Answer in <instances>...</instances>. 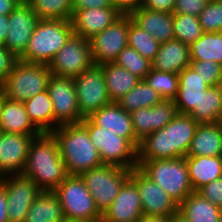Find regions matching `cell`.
<instances>
[{"label": "cell", "instance_id": "7", "mask_svg": "<svg viewBox=\"0 0 222 222\" xmlns=\"http://www.w3.org/2000/svg\"><path fill=\"white\" fill-rule=\"evenodd\" d=\"M81 122L87 127L91 142L98 149L103 164L129 170L138 167L137 149L126 138L96 126L88 117Z\"/></svg>", "mask_w": 222, "mask_h": 222}, {"label": "cell", "instance_id": "43", "mask_svg": "<svg viewBox=\"0 0 222 222\" xmlns=\"http://www.w3.org/2000/svg\"><path fill=\"white\" fill-rule=\"evenodd\" d=\"M210 0H176L173 14L199 16Z\"/></svg>", "mask_w": 222, "mask_h": 222}, {"label": "cell", "instance_id": "18", "mask_svg": "<svg viewBox=\"0 0 222 222\" xmlns=\"http://www.w3.org/2000/svg\"><path fill=\"white\" fill-rule=\"evenodd\" d=\"M37 136L39 135L0 133V178L22 174L29 146Z\"/></svg>", "mask_w": 222, "mask_h": 222}, {"label": "cell", "instance_id": "19", "mask_svg": "<svg viewBox=\"0 0 222 222\" xmlns=\"http://www.w3.org/2000/svg\"><path fill=\"white\" fill-rule=\"evenodd\" d=\"M142 214V202L135 185L129 178L115 200L102 214V222H137Z\"/></svg>", "mask_w": 222, "mask_h": 222}, {"label": "cell", "instance_id": "8", "mask_svg": "<svg viewBox=\"0 0 222 222\" xmlns=\"http://www.w3.org/2000/svg\"><path fill=\"white\" fill-rule=\"evenodd\" d=\"M130 174L129 169L103 164L81 173L80 176L93 196L96 208L103 214L130 178Z\"/></svg>", "mask_w": 222, "mask_h": 222}, {"label": "cell", "instance_id": "37", "mask_svg": "<svg viewBox=\"0 0 222 222\" xmlns=\"http://www.w3.org/2000/svg\"><path fill=\"white\" fill-rule=\"evenodd\" d=\"M174 39L191 45L204 33L198 16L187 14H173Z\"/></svg>", "mask_w": 222, "mask_h": 222}, {"label": "cell", "instance_id": "39", "mask_svg": "<svg viewBox=\"0 0 222 222\" xmlns=\"http://www.w3.org/2000/svg\"><path fill=\"white\" fill-rule=\"evenodd\" d=\"M117 65L122 66L131 74L137 76L141 80L151 70V61L142 57L135 49L126 46L114 61Z\"/></svg>", "mask_w": 222, "mask_h": 222}, {"label": "cell", "instance_id": "38", "mask_svg": "<svg viewBox=\"0 0 222 222\" xmlns=\"http://www.w3.org/2000/svg\"><path fill=\"white\" fill-rule=\"evenodd\" d=\"M128 46L152 62L159 50L160 43L152 35L137 26L130 17Z\"/></svg>", "mask_w": 222, "mask_h": 222}, {"label": "cell", "instance_id": "40", "mask_svg": "<svg viewBox=\"0 0 222 222\" xmlns=\"http://www.w3.org/2000/svg\"><path fill=\"white\" fill-rule=\"evenodd\" d=\"M198 18L204 32H222V0H210Z\"/></svg>", "mask_w": 222, "mask_h": 222}, {"label": "cell", "instance_id": "5", "mask_svg": "<svg viewBox=\"0 0 222 222\" xmlns=\"http://www.w3.org/2000/svg\"><path fill=\"white\" fill-rule=\"evenodd\" d=\"M138 168L180 205L194 189L185 157L138 161Z\"/></svg>", "mask_w": 222, "mask_h": 222}, {"label": "cell", "instance_id": "54", "mask_svg": "<svg viewBox=\"0 0 222 222\" xmlns=\"http://www.w3.org/2000/svg\"><path fill=\"white\" fill-rule=\"evenodd\" d=\"M3 97V94L1 93V90H0V106H1V99Z\"/></svg>", "mask_w": 222, "mask_h": 222}, {"label": "cell", "instance_id": "50", "mask_svg": "<svg viewBox=\"0 0 222 222\" xmlns=\"http://www.w3.org/2000/svg\"><path fill=\"white\" fill-rule=\"evenodd\" d=\"M9 28V15H0V46L4 45Z\"/></svg>", "mask_w": 222, "mask_h": 222}, {"label": "cell", "instance_id": "30", "mask_svg": "<svg viewBox=\"0 0 222 222\" xmlns=\"http://www.w3.org/2000/svg\"><path fill=\"white\" fill-rule=\"evenodd\" d=\"M62 206L53 191H43L32 203L24 222H64Z\"/></svg>", "mask_w": 222, "mask_h": 222}, {"label": "cell", "instance_id": "6", "mask_svg": "<svg viewBox=\"0 0 222 222\" xmlns=\"http://www.w3.org/2000/svg\"><path fill=\"white\" fill-rule=\"evenodd\" d=\"M52 73L48 65L17 60L0 84L3 96L12 101L24 102L47 90Z\"/></svg>", "mask_w": 222, "mask_h": 222}, {"label": "cell", "instance_id": "13", "mask_svg": "<svg viewBox=\"0 0 222 222\" xmlns=\"http://www.w3.org/2000/svg\"><path fill=\"white\" fill-rule=\"evenodd\" d=\"M129 26L130 15L122 14L101 33L89 39L95 65L116 60L118 54L128 46Z\"/></svg>", "mask_w": 222, "mask_h": 222}, {"label": "cell", "instance_id": "23", "mask_svg": "<svg viewBox=\"0 0 222 222\" xmlns=\"http://www.w3.org/2000/svg\"><path fill=\"white\" fill-rule=\"evenodd\" d=\"M129 15L137 26L152 35L159 43L174 39L173 13L152 11L140 6Z\"/></svg>", "mask_w": 222, "mask_h": 222}, {"label": "cell", "instance_id": "31", "mask_svg": "<svg viewBox=\"0 0 222 222\" xmlns=\"http://www.w3.org/2000/svg\"><path fill=\"white\" fill-rule=\"evenodd\" d=\"M179 211L189 222H218L222 209L213 205L196 191L179 205Z\"/></svg>", "mask_w": 222, "mask_h": 222}, {"label": "cell", "instance_id": "9", "mask_svg": "<svg viewBox=\"0 0 222 222\" xmlns=\"http://www.w3.org/2000/svg\"><path fill=\"white\" fill-rule=\"evenodd\" d=\"M53 192L59 199L65 220L102 219L80 175L68 174Z\"/></svg>", "mask_w": 222, "mask_h": 222}, {"label": "cell", "instance_id": "41", "mask_svg": "<svg viewBox=\"0 0 222 222\" xmlns=\"http://www.w3.org/2000/svg\"><path fill=\"white\" fill-rule=\"evenodd\" d=\"M190 67L204 79L209 86L222 85V65L212 60H191Z\"/></svg>", "mask_w": 222, "mask_h": 222}, {"label": "cell", "instance_id": "48", "mask_svg": "<svg viewBox=\"0 0 222 222\" xmlns=\"http://www.w3.org/2000/svg\"><path fill=\"white\" fill-rule=\"evenodd\" d=\"M7 207V193L5 191V188L0 184V222H9Z\"/></svg>", "mask_w": 222, "mask_h": 222}, {"label": "cell", "instance_id": "52", "mask_svg": "<svg viewBox=\"0 0 222 222\" xmlns=\"http://www.w3.org/2000/svg\"><path fill=\"white\" fill-rule=\"evenodd\" d=\"M170 222H189V221L180 211H177L174 214L170 215Z\"/></svg>", "mask_w": 222, "mask_h": 222}, {"label": "cell", "instance_id": "17", "mask_svg": "<svg viewBox=\"0 0 222 222\" xmlns=\"http://www.w3.org/2000/svg\"><path fill=\"white\" fill-rule=\"evenodd\" d=\"M209 86L190 66L179 72V89L174 99L179 114L190 115L200 124V100Z\"/></svg>", "mask_w": 222, "mask_h": 222}, {"label": "cell", "instance_id": "3", "mask_svg": "<svg viewBox=\"0 0 222 222\" xmlns=\"http://www.w3.org/2000/svg\"><path fill=\"white\" fill-rule=\"evenodd\" d=\"M51 134L56 139L67 174L80 175L103 165L99 151L82 122L59 126Z\"/></svg>", "mask_w": 222, "mask_h": 222}, {"label": "cell", "instance_id": "28", "mask_svg": "<svg viewBox=\"0 0 222 222\" xmlns=\"http://www.w3.org/2000/svg\"><path fill=\"white\" fill-rule=\"evenodd\" d=\"M99 66L102 68L107 92L112 102H116L126 95L141 80L115 62L104 63Z\"/></svg>", "mask_w": 222, "mask_h": 222}, {"label": "cell", "instance_id": "44", "mask_svg": "<svg viewBox=\"0 0 222 222\" xmlns=\"http://www.w3.org/2000/svg\"><path fill=\"white\" fill-rule=\"evenodd\" d=\"M17 60L4 45L0 46V84L7 78Z\"/></svg>", "mask_w": 222, "mask_h": 222}, {"label": "cell", "instance_id": "29", "mask_svg": "<svg viewBox=\"0 0 222 222\" xmlns=\"http://www.w3.org/2000/svg\"><path fill=\"white\" fill-rule=\"evenodd\" d=\"M23 103L29 120L40 133L54 131V109L47 90L36 94Z\"/></svg>", "mask_w": 222, "mask_h": 222}, {"label": "cell", "instance_id": "14", "mask_svg": "<svg viewBox=\"0 0 222 222\" xmlns=\"http://www.w3.org/2000/svg\"><path fill=\"white\" fill-rule=\"evenodd\" d=\"M47 91L54 109V130L59 126L79 123L83 120L78 108L73 78L52 75Z\"/></svg>", "mask_w": 222, "mask_h": 222}, {"label": "cell", "instance_id": "15", "mask_svg": "<svg viewBox=\"0 0 222 222\" xmlns=\"http://www.w3.org/2000/svg\"><path fill=\"white\" fill-rule=\"evenodd\" d=\"M130 178L137 186L142 202L143 215L168 216L179 211V205L173 198L138 167L131 170Z\"/></svg>", "mask_w": 222, "mask_h": 222}, {"label": "cell", "instance_id": "33", "mask_svg": "<svg viewBox=\"0 0 222 222\" xmlns=\"http://www.w3.org/2000/svg\"><path fill=\"white\" fill-rule=\"evenodd\" d=\"M189 48L191 60H212L222 65V32H204Z\"/></svg>", "mask_w": 222, "mask_h": 222}, {"label": "cell", "instance_id": "20", "mask_svg": "<svg viewBox=\"0 0 222 222\" xmlns=\"http://www.w3.org/2000/svg\"><path fill=\"white\" fill-rule=\"evenodd\" d=\"M177 113L174 100H163L155 106L132 111L135 136L141 141L148 134L164 128Z\"/></svg>", "mask_w": 222, "mask_h": 222}, {"label": "cell", "instance_id": "25", "mask_svg": "<svg viewBox=\"0 0 222 222\" xmlns=\"http://www.w3.org/2000/svg\"><path fill=\"white\" fill-rule=\"evenodd\" d=\"M0 131L23 135L41 134L29 120L24 103L12 101L4 96L0 106Z\"/></svg>", "mask_w": 222, "mask_h": 222}, {"label": "cell", "instance_id": "35", "mask_svg": "<svg viewBox=\"0 0 222 222\" xmlns=\"http://www.w3.org/2000/svg\"><path fill=\"white\" fill-rule=\"evenodd\" d=\"M222 117V85L208 87L200 100V124L220 123Z\"/></svg>", "mask_w": 222, "mask_h": 222}, {"label": "cell", "instance_id": "51", "mask_svg": "<svg viewBox=\"0 0 222 222\" xmlns=\"http://www.w3.org/2000/svg\"><path fill=\"white\" fill-rule=\"evenodd\" d=\"M137 222H170V215L168 216L143 215Z\"/></svg>", "mask_w": 222, "mask_h": 222}, {"label": "cell", "instance_id": "36", "mask_svg": "<svg viewBox=\"0 0 222 222\" xmlns=\"http://www.w3.org/2000/svg\"><path fill=\"white\" fill-rule=\"evenodd\" d=\"M164 100H174L179 89V74L152 69L143 79Z\"/></svg>", "mask_w": 222, "mask_h": 222}, {"label": "cell", "instance_id": "42", "mask_svg": "<svg viewBox=\"0 0 222 222\" xmlns=\"http://www.w3.org/2000/svg\"><path fill=\"white\" fill-rule=\"evenodd\" d=\"M196 192L213 205L222 209V177L204 185Z\"/></svg>", "mask_w": 222, "mask_h": 222}, {"label": "cell", "instance_id": "27", "mask_svg": "<svg viewBox=\"0 0 222 222\" xmlns=\"http://www.w3.org/2000/svg\"><path fill=\"white\" fill-rule=\"evenodd\" d=\"M185 159L194 191L222 177V156H186Z\"/></svg>", "mask_w": 222, "mask_h": 222}, {"label": "cell", "instance_id": "46", "mask_svg": "<svg viewBox=\"0 0 222 222\" xmlns=\"http://www.w3.org/2000/svg\"><path fill=\"white\" fill-rule=\"evenodd\" d=\"M115 7L112 0H73L72 14L88 8Z\"/></svg>", "mask_w": 222, "mask_h": 222}, {"label": "cell", "instance_id": "47", "mask_svg": "<svg viewBox=\"0 0 222 222\" xmlns=\"http://www.w3.org/2000/svg\"><path fill=\"white\" fill-rule=\"evenodd\" d=\"M143 0H112L114 6L122 14H130L132 11L139 8Z\"/></svg>", "mask_w": 222, "mask_h": 222}, {"label": "cell", "instance_id": "10", "mask_svg": "<svg viewBox=\"0 0 222 222\" xmlns=\"http://www.w3.org/2000/svg\"><path fill=\"white\" fill-rule=\"evenodd\" d=\"M94 65L89 39L73 34L48 67L54 76L75 78Z\"/></svg>", "mask_w": 222, "mask_h": 222}, {"label": "cell", "instance_id": "1", "mask_svg": "<svg viewBox=\"0 0 222 222\" xmlns=\"http://www.w3.org/2000/svg\"><path fill=\"white\" fill-rule=\"evenodd\" d=\"M198 125L190 115L177 113L164 128L140 141L137 161L186 157Z\"/></svg>", "mask_w": 222, "mask_h": 222}, {"label": "cell", "instance_id": "21", "mask_svg": "<svg viewBox=\"0 0 222 222\" xmlns=\"http://www.w3.org/2000/svg\"><path fill=\"white\" fill-rule=\"evenodd\" d=\"M96 126L126 138L136 149L140 140L135 136L131 114L123 110L116 102H111L88 117Z\"/></svg>", "mask_w": 222, "mask_h": 222}, {"label": "cell", "instance_id": "53", "mask_svg": "<svg viewBox=\"0 0 222 222\" xmlns=\"http://www.w3.org/2000/svg\"><path fill=\"white\" fill-rule=\"evenodd\" d=\"M64 222H102L101 219L65 220Z\"/></svg>", "mask_w": 222, "mask_h": 222}, {"label": "cell", "instance_id": "26", "mask_svg": "<svg viewBox=\"0 0 222 222\" xmlns=\"http://www.w3.org/2000/svg\"><path fill=\"white\" fill-rule=\"evenodd\" d=\"M187 156H222V125L220 123L199 124Z\"/></svg>", "mask_w": 222, "mask_h": 222}, {"label": "cell", "instance_id": "32", "mask_svg": "<svg viewBox=\"0 0 222 222\" xmlns=\"http://www.w3.org/2000/svg\"><path fill=\"white\" fill-rule=\"evenodd\" d=\"M164 99L161 95L150 87L144 80L122 96L116 103L125 111L131 113L140 108L152 107L159 104Z\"/></svg>", "mask_w": 222, "mask_h": 222}, {"label": "cell", "instance_id": "34", "mask_svg": "<svg viewBox=\"0 0 222 222\" xmlns=\"http://www.w3.org/2000/svg\"><path fill=\"white\" fill-rule=\"evenodd\" d=\"M39 19H72L73 0H27Z\"/></svg>", "mask_w": 222, "mask_h": 222}, {"label": "cell", "instance_id": "24", "mask_svg": "<svg viewBox=\"0 0 222 222\" xmlns=\"http://www.w3.org/2000/svg\"><path fill=\"white\" fill-rule=\"evenodd\" d=\"M191 63L189 45L179 40L160 43L159 50L151 62L152 69L179 74Z\"/></svg>", "mask_w": 222, "mask_h": 222}, {"label": "cell", "instance_id": "2", "mask_svg": "<svg viewBox=\"0 0 222 222\" xmlns=\"http://www.w3.org/2000/svg\"><path fill=\"white\" fill-rule=\"evenodd\" d=\"M22 174L34 180L43 191H54L65 180L68 174L51 133L34 137Z\"/></svg>", "mask_w": 222, "mask_h": 222}, {"label": "cell", "instance_id": "49", "mask_svg": "<svg viewBox=\"0 0 222 222\" xmlns=\"http://www.w3.org/2000/svg\"><path fill=\"white\" fill-rule=\"evenodd\" d=\"M21 0H0V15H9Z\"/></svg>", "mask_w": 222, "mask_h": 222}, {"label": "cell", "instance_id": "55", "mask_svg": "<svg viewBox=\"0 0 222 222\" xmlns=\"http://www.w3.org/2000/svg\"><path fill=\"white\" fill-rule=\"evenodd\" d=\"M218 222H222V214H221L220 219H219V221H218Z\"/></svg>", "mask_w": 222, "mask_h": 222}, {"label": "cell", "instance_id": "11", "mask_svg": "<svg viewBox=\"0 0 222 222\" xmlns=\"http://www.w3.org/2000/svg\"><path fill=\"white\" fill-rule=\"evenodd\" d=\"M81 117L87 118L112 101L107 92L102 68L94 65L73 78Z\"/></svg>", "mask_w": 222, "mask_h": 222}, {"label": "cell", "instance_id": "22", "mask_svg": "<svg viewBox=\"0 0 222 222\" xmlns=\"http://www.w3.org/2000/svg\"><path fill=\"white\" fill-rule=\"evenodd\" d=\"M121 15L122 13L116 7L78 10L71 19L74 35L91 39L110 26Z\"/></svg>", "mask_w": 222, "mask_h": 222}, {"label": "cell", "instance_id": "16", "mask_svg": "<svg viewBox=\"0 0 222 222\" xmlns=\"http://www.w3.org/2000/svg\"><path fill=\"white\" fill-rule=\"evenodd\" d=\"M40 19L27 1H21L9 14V29L4 46L20 58L26 51L29 40Z\"/></svg>", "mask_w": 222, "mask_h": 222}, {"label": "cell", "instance_id": "45", "mask_svg": "<svg viewBox=\"0 0 222 222\" xmlns=\"http://www.w3.org/2000/svg\"><path fill=\"white\" fill-rule=\"evenodd\" d=\"M176 0H143L141 7L165 13H173Z\"/></svg>", "mask_w": 222, "mask_h": 222}, {"label": "cell", "instance_id": "4", "mask_svg": "<svg viewBox=\"0 0 222 222\" xmlns=\"http://www.w3.org/2000/svg\"><path fill=\"white\" fill-rule=\"evenodd\" d=\"M74 34L71 20L40 19L19 60L49 65L53 57Z\"/></svg>", "mask_w": 222, "mask_h": 222}, {"label": "cell", "instance_id": "12", "mask_svg": "<svg viewBox=\"0 0 222 222\" xmlns=\"http://www.w3.org/2000/svg\"><path fill=\"white\" fill-rule=\"evenodd\" d=\"M0 184L7 193L9 222H24L29 208L43 190L23 174L3 176Z\"/></svg>", "mask_w": 222, "mask_h": 222}]
</instances>
